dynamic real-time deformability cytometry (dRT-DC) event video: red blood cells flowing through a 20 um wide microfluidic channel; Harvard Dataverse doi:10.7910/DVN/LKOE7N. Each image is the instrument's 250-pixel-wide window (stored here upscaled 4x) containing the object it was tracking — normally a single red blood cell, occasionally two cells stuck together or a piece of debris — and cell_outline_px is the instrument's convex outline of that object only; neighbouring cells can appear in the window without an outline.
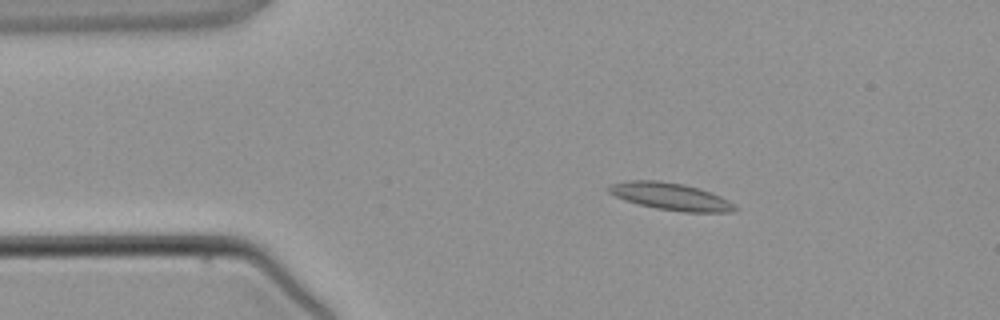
{"species": "common noctule bat (a hibernating species)", "species_latin": "Nyctalus noctula", "temperature_condition": "warm", "stored_images_in_passage": 3, "camera_frame_rate_fps": 3000, "um_per_image_px": 0.085, "animal": {"sex": "male", "body_mass_g": 21.5, "forearm_length_mm": 52.0}, "frame": {"image": 1, "passage_image": 2, "time_ms": 2.0, "image_size_px": [1000, 320], "cell_outline_px": [[740, 208], [732, 212], [684, 212], [656, 208], [624, 200], [608, 192], [604, 188], [608, 184], [628, 180], [656, 180], [684, 184], [720, 196], [736, 204]], "centroid_in_image_um": [56.97, 16.7], "position_along_channel_um": 28.0, "area_um2": 20.06}}